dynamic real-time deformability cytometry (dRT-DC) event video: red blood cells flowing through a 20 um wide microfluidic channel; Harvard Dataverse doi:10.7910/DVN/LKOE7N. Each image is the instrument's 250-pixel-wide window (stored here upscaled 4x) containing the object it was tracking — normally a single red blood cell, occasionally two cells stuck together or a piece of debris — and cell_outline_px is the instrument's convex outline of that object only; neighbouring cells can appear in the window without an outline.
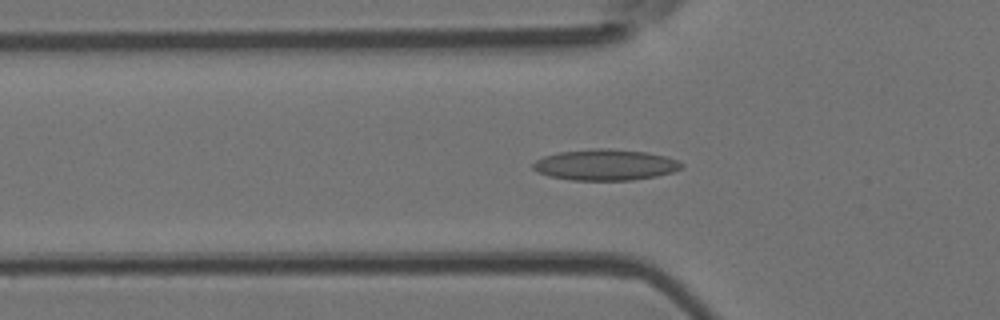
{"species": "Egyptian fruit bat (a non-hibernating species)", "species_latin": "Rousettus aegyptiacus", "temperature_condition": "room temperature", "stored_images_in_passage": 51, "camera_frame_rate_fps": 3000, "um_per_image_px": 0.085, "animal": {"sex": "female"}, "frame": {"image": 1, "passage_image": 17, "time_ms": 5.333, "image_size_px": [1000, 320], "cell_outline_px": [[684, 168], [672, 172], [656, 176], [632, 180], [572, 180], [548, 176], [536, 172], [532, 168], [532, 164], [536, 160], [544, 156], [560, 152], [592, 148], [608, 148], [648, 152], [668, 156], [680, 160], [684, 164]], "centroid_in_image_um": [51.49, 14.0], "position_along_channel_um": 74.3, "area_um2": 27.22}}
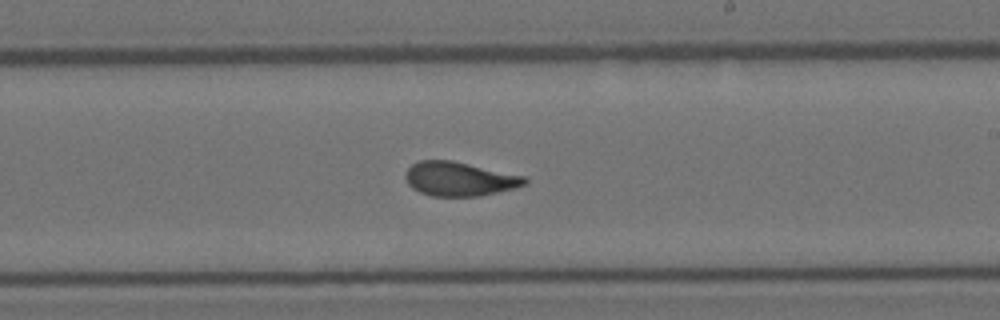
{"frame": {"image": 2, "passage_image": 30, "time_ms": 9.667, "image_size_px": [1000, 320], "cell_outline_px": [[528, 184], [516, 188], [480, 196], [432, 196], [420, 192], [412, 188], [408, 184], [404, 176], [404, 172], [412, 164], [420, 160], [452, 160], [524, 176], [528, 180]], "centroid_in_image_um": [39.04, 15.21], "position_along_channel_um": 250.0, "area_um2": 23.81}}
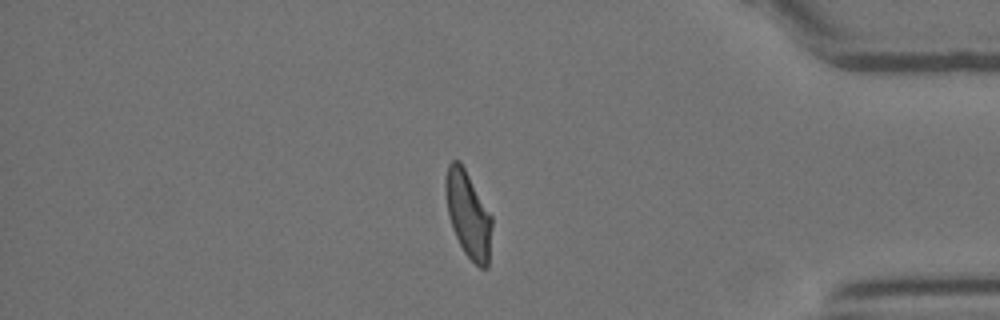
{"frame": {"image": 3, "passage_image": 43, "time_ms": 14.0, "image_size_px": [1000, 320], "cell_outline_px": [[492, 224], [488, 268], [480, 268], [464, 252], [452, 228], [448, 216], [444, 188], [444, 180], [448, 164], [452, 160], [460, 160], [492, 216]], "centroid_in_image_um": [39.78, 18.2], "position_along_channel_um": 395.4, "area_um2": 23.35}, "authors_computed_cell_mechanics": {"area_um2": 23.987, "velocity_mm_per_s": 4.0399, "shape_relaxation_time_tau1_ms": 7.2335, "shape_relaxation_time_tau2_ms": 1.2094, "deformation_change_tau1": 0.2086, "deformation_change_tau2": 0.0829}}